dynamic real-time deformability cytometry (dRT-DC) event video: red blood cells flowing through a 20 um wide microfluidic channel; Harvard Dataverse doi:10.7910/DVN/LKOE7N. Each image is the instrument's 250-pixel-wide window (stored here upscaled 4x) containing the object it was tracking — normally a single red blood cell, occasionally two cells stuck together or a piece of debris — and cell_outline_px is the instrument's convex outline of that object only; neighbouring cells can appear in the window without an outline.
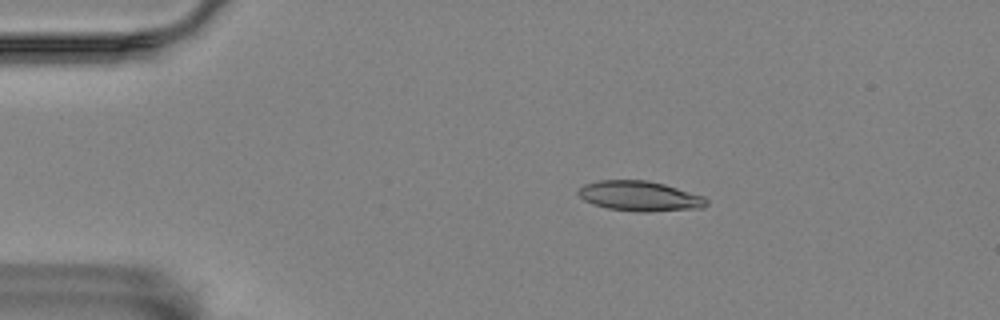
{"species": "Egyptian fruit bat (a non-hibernating species)", "species_latin": "Rousettus aegyptiacus", "temperature_condition": "room temperature", "stored_images_in_passage": 5, "camera_frame_rate_fps": 3000, "um_per_image_px": 0.085, "animal": {"sex": "female"}, "frame": {"image": 1, "passage_image": 2, "time_ms": 1.0, "image_size_px": [1000, 320], "cell_outline_px": [[708, 204], [704, 208], [648, 212], [636, 212], [608, 208], [592, 204], [584, 200], [576, 192], [584, 184], [600, 180], [648, 180], [664, 184], [704, 196], [708, 200]], "centroid_in_image_um": [54.4, 16.67], "position_along_channel_um": 30.6, "area_um2": 22.6}}
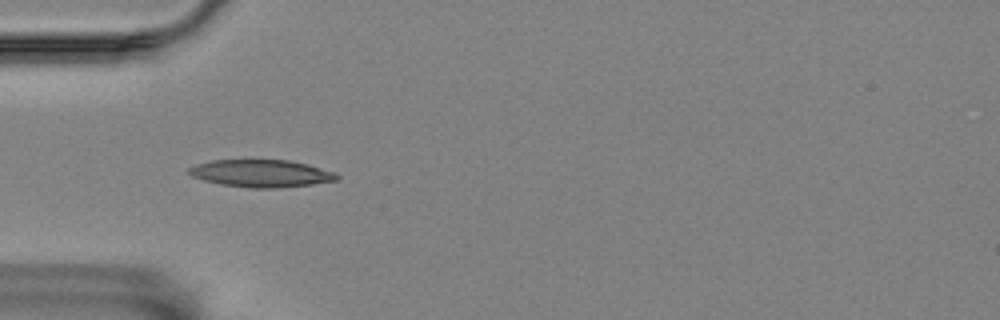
{"frame": {"image": 2, "passage_image": 4, "time_ms": 3.333, "image_size_px": [1000, 320], "cell_outline_px": [[340, 176], [336, 180], [312, 184], [276, 188], [248, 188], [220, 184], [204, 180], [192, 176], [188, 172], [188, 168], [196, 164], [212, 160], [288, 160], [308, 164], [336, 172]], "centroid_in_image_um": [22.21, 14.74], "position_along_channel_um": 62.8, "area_um2": 23.64}}